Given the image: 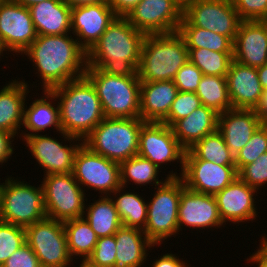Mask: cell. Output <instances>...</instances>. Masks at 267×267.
I'll list each match as a JSON object with an SVG mask.
<instances>
[{
  "label": "cell",
  "instance_id": "cell-45",
  "mask_svg": "<svg viewBox=\"0 0 267 267\" xmlns=\"http://www.w3.org/2000/svg\"><path fill=\"white\" fill-rule=\"evenodd\" d=\"M1 267H41V265L33 250L25 242Z\"/></svg>",
  "mask_w": 267,
  "mask_h": 267
},
{
  "label": "cell",
  "instance_id": "cell-24",
  "mask_svg": "<svg viewBox=\"0 0 267 267\" xmlns=\"http://www.w3.org/2000/svg\"><path fill=\"white\" fill-rule=\"evenodd\" d=\"M41 94L43 95L39 99L37 97L33 100L29 104L30 106L27 107V102L25 103L23 115L24 128H22L24 130H21L19 136L20 139L22 137V140L27 136L45 132L50 127L51 129L55 128L53 130H56L58 134L62 132L59 105L54 93L51 90H42Z\"/></svg>",
  "mask_w": 267,
  "mask_h": 267
},
{
  "label": "cell",
  "instance_id": "cell-30",
  "mask_svg": "<svg viewBox=\"0 0 267 267\" xmlns=\"http://www.w3.org/2000/svg\"><path fill=\"white\" fill-rule=\"evenodd\" d=\"M85 204L83 217L98 238L114 235L122 226L114 201L110 195H99L94 202ZM87 212V213H86Z\"/></svg>",
  "mask_w": 267,
  "mask_h": 267
},
{
  "label": "cell",
  "instance_id": "cell-33",
  "mask_svg": "<svg viewBox=\"0 0 267 267\" xmlns=\"http://www.w3.org/2000/svg\"><path fill=\"white\" fill-rule=\"evenodd\" d=\"M63 225L72 259L74 261L76 259L78 263L79 260H87L91 256L98 239L94 230L84 217L64 221Z\"/></svg>",
  "mask_w": 267,
  "mask_h": 267
},
{
  "label": "cell",
  "instance_id": "cell-42",
  "mask_svg": "<svg viewBox=\"0 0 267 267\" xmlns=\"http://www.w3.org/2000/svg\"><path fill=\"white\" fill-rule=\"evenodd\" d=\"M92 265L97 267H115L116 260V239L114 235L100 237L96 246L87 259Z\"/></svg>",
  "mask_w": 267,
  "mask_h": 267
},
{
  "label": "cell",
  "instance_id": "cell-56",
  "mask_svg": "<svg viewBox=\"0 0 267 267\" xmlns=\"http://www.w3.org/2000/svg\"><path fill=\"white\" fill-rule=\"evenodd\" d=\"M5 51V52H4ZM4 53H6V49L4 48V46H3V44H2V42H1V40H0V59H2L1 57H2V55H3V57H4ZM1 61V60H0Z\"/></svg>",
  "mask_w": 267,
  "mask_h": 267
},
{
  "label": "cell",
  "instance_id": "cell-35",
  "mask_svg": "<svg viewBox=\"0 0 267 267\" xmlns=\"http://www.w3.org/2000/svg\"><path fill=\"white\" fill-rule=\"evenodd\" d=\"M184 158H199L218 165H235V156L230 152L218 130L206 135L186 150Z\"/></svg>",
  "mask_w": 267,
  "mask_h": 267
},
{
  "label": "cell",
  "instance_id": "cell-23",
  "mask_svg": "<svg viewBox=\"0 0 267 267\" xmlns=\"http://www.w3.org/2000/svg\"><path fill=\"white\" fill-rule=\"evenodd\" d=\"M262 124L254 110L231 108L218 114L217 130L235 156Z\"/></svg>",
  "mask_w": 267,
  "mask_h": 267
},
{
  "label": "cell",
  "instance_id": "cell-7",
  "mask_svg": "<svg viewBox=\"0 0 267 267\" xmlns=\"http://www.w3.org/2000/svg\"><path fill=\"white\" fill-rule=\"evenodd\" d=\"M5 177L8 178L3 182L1 221L25 228L47 217L41 184L36 187L13 176Z\"/></svg>",
  "mask_w": 267,
  "mask_h": 267
},
{
  "label": "cell",
  "instance_id": "cell-37",
  "mask_svg": "<svg viewBox=\"0 0 267 267\" xmlns=\"http://www.w3.org/2000/svg\"><path fill=\"white\" fill-rule=\"evenodd\" d=\"M189 60L203 73V75L226 77L233 60V53L214 52L198 48L188 49Z\"/></svg>",
  "mask_w": 267,
  "mask_h": 267
},
{
  "label": "cell",
  "instance_id": "cell-55",
  "mask_svg": "<svg viewBox=\"0 0 267 267\" xmlns=\"http://www.w3.org/2000/svg\"><path fill=\"white\" fill-rule=\"evenodd\" d=\"M80 262L77 267H97L92 265L88 260H80Z\"/></svg>",
  "mask_w": 267,
  "mask_h": 267
},
{
  "label": "cell",
  "instance_id": "cell-32",
  "mask_svg": "<svg viewBox=\"0 0 267 267\" xmlns=\"http://www.w3.org/2000/svg\"><path fill=\"white\" fill-rule=\"evenodd\" d=\"M160 169L153 164L149 159L139 156L138 154L124 160L120 163V175H121V186H124L128 189L129 182L134 183L135 185L141 186H160L162 185L168 177L165 179L160 176ZM162 178L159 180V176ZM141 185V186H140Z\"/></svg>",
  "mask_w": 267,
  "mask_h": 267
},
{
  "label": "cell",
  "instance_id": "cell-16",
  "mask_svg": "<svg viewBox=\"0 0 267 267\" xmlns=\"http://www.w3.org/2000/svg\"><path fill=\"white\" fill-rule=\"evenodd\" d=\"M36 38L29 9L15 0H0V40L6 52L22 55Z\"/></svg>",
  "mask_w": 267,
  "mask_h": 267
},
{
  "label": "cell",
  "instance_id": "cell-10",
  "mask_svg": "<svg viewBox=\"0 0 267 267\" xmlns=\"http://www.w3.org/2000/svg\"><path fill=\"white\" fill-rule=\"evenodd\" d=\"M25 239L41 267H74L62 221L45 217L25 227Z\"/></svg>",
  "mask_w": 267,
  "mask_h": 267
},
{
  "label": "cell",
  "instance_id": "cell-57",
  "mask_svg": "<svg viewBox=\"0 0 267 267\" xmlns=\"http://www.w3.org/2000/svg\"><path fill=\"white\" fill-rule=\"evenodd\" d=\"M2 189H3V183L0 182V207H1Z\"/></svg>",
  "mask_w": 267,
  "mask_h": 267
},
{
  "label": "cell",
  "instance_id": "cell-53",
  "mask_svg": "<svg viewBox=\"0 0 267 267\" xmlns=\"http://www.w3.org/2000/svg\"><path fill=\"white\" fill-rule=\"evenodd\" d=\"M266 233H264V236L262 234V238L259 243V246L257 247L266 257H267V235H265Z\"/></svg>",
  "mask_w": 267,
  "mask_h": 267
},
{
  "label": "cell",
  "instance_id": "cell-3",
  "mask_svg": "<svg viewBox=\"0 0 267 267\" xmlns=\"http://www.w3.org/2000/svg\"><path fill=\"white\" fill-rule=\"evenodd\" d=\"M51 91L59 105L62 132L84 140L105 118L96 89L85 76Z\"/></svg>",
  "mask_w": 267,
  "mask_h": 267
},
{
  "label": "cell",
  "instance_id": "cell-48",
  "mask_svg": "<svg viewBox=\"0 0 267 267\" xmlns=\"http://www.w3.org/2000/svg\"><path fill=\"white\" fill-rule=\"evenodd\" d=\"M141 0H108L117 17H126Z\"/></svg>",
  "mask_w": 267,
  "mask_h": 267
},
{
  "label": "cell",
  "instance_id": "cell-38",
  "mask_svg": "<svg viewBox=\"0 0 267 267\" xmlns=\"http://www.w3.org/2000/svg\"><path fill=\"white\" fill-rule=\"evenodd\" d=\"M267 152V124L263 123L246 145L235 155V166L239 171L244 165L254 162Z\"/></svg>",
  "mask_w": 267,
  "mask_h": 267
},
{
  "label": "cell",
  "instance_id": "cell-21",
  "mask_svg": "<svg viewBox=\"0 0 267 267\" xmlns=\"http://www.w3.org/2000/svg\"><path fill=\"white\" fill-rule=\"evenodd\" d=\"M233 60L254 68L267 63V21H241L233 42Z\"/></svg>",
  "mask_w": 267,
  "mask_h": 267
},
{
  "label": "cell",
  "instance_id": "cell-11",
  "mask_svg": "<svg viewBox=\"0 0 267 267\" xmlns=\"http://www.w3.org/2000/svg\"><path fill=\"white\" fill-rule=\"evenodd\" d=\"M59 135H61L60 141L63 138L61 142L55 139V136L51 138L49 134L43 135L41 133L27 136L22 140L26 147H29L31 157L36 160V164L38 163L44 170L43 176L68 174L73 171L74 157L83 144V140L64 132H60Z\"/></svg>",
  "mask_w": 267,
  "mask_h": 267
},
{
  "label": "cell",
  "instance_id": "cell-58",
  "mask_svg": "<svg viewBox=\"0 0 267 267\" xmlns=\"http://www.w3.org/2000/svg\"><path fill=\"white\" fill-rule=\"evenodd\" d=\"M183 4L185 3V2H187V1H189V0H180Z\"/></svg>",
  "mask_w": 267,
  "mask_h": 267
},
{
  "label": "cell",
  "instance_id": "cell-29",
  "mask_svg": "<svg viewBox=\"0 0 267 267\" xmlns=\"http://www.w3.org/2000/svg\"><path fill=\"white\" fill-rule=\"evenodd\" d=\"M217 126L218 113L202 105L189 116L176 121L171 128L180 145L188 150L206 135L215 132Z\"/></svg>",
  "mask_w": 267,
  "mask_h": 267
},
{
  "label": "cell",
  "instance_id": "cell-17",
  "mask_svg": "<svg viewBox=\"0 0 267 267\" xmlns=\"http://www.w3.org/2000/svg\"><path fill=\"white\" fill-rule=\"evenodd\" d=\"M179 232L186 228L213 230L222 228L225 224L220 218L214 195L193 191L185 187L181 179V196L178 209ZM208 228V229H207Z\"/></svg>",
  "mask_w": 267,
  "mask_h": 267
},
{
  "label": "cell",
  "instance_id": "cell-34",
  "mask_svg": "<svg viewBox=\"0 0 267 267\" xmlns=\"http://www.w3.org/2000/svg\"><path fill=\"white\" fill-rule=\"evenodd\" d=\"M178 33L185 40L187 49L204 48L214 52L233 53V42L228 37L192 26L184 17Z\"/></svg>",
  "mask_w": 267,
  "mask_h": 267
},
{
  "label": "cell",
  "instance_id": "cell-39",
  "mask_svg": "<svg viewBox=\"0 0 267 267\" xmlns=\"http://www.w3.org/2000/svg\"><path fill=\"white\" fill-rule=\"evenodd\" d=\"M25 242L24 227L0 220V267Z\"/></svg>",
  "mask_w": 267,
  "mask_h": 267
},
{
  "label": "cell",
  "instance_id": "cell-27",
  "mask_svg": "<svg viewBox=\"0 0 267 267\" xmlns=\"http://www.w3.org/2000/svg\"><path fill=\"white\" fill-rule=\"evenodd\" d=\"M37 35L71 33V7L63 0H45L28 8Z\"/></svg>",
  "mask_w": 267,
  "mask_h": 267
},
{
  "label": "cell",
  "instance_id": "cell-28",
  "mask_svg": "<svg viewBox=\"0 0 267 267\" xmlns=\"http://www.w3.org/2000/svg\"><path fill=\"white\" fill-rule=\"evenodd\" d=\"M114 236L116 239L115 267H142L149 259L151 248L156 247L141 229L121 226Z\"/></svg>",
  "mask_w": 267,
  "mask_h": 267
},
{
  "label": "cell",
  "instance_id": "cell-1",
  "mask_svg": "<svg viewBox=\"0 0 267 267\" xmlns=\"http://www.w3.org/2000/svg\"><path fill=\"white\" fill-rule=\"evenodd\" d=\"M71 34L37 35L35 41L22 53L33 62V69L37 71L35 74L41 78V90H51L84 76L87 51Z\"/></svg>",
  "mask_w": 267,
  "mask_h": 267
},
{
  "label": "cell",
  "instance_id": "cell-43",
  "mask_svg": "<svg viewBox=\"0 0 267 267\" xmlns=\"http://www.w3.org/2000/svg\"><path fill=\"white\" fill-rule=\"evenodd\" d=\"M242 21L267 20V0H231Z\"/></svg>",
  "mask_w": 267,
  "mask_h": 267
},
{
  "label": "cell",
  "instance_id": "cell-4",
  "mask_svg": "<svg viewBox=\"0 0 267 267\" xmlns=\"http://www.w3.org/2000/svg\"><path fill=\"white\" fill-rule=\"evenodd\" d=\"M189 61V51L178 33L146 34L137 74L141 82L173 80Z\"/></svg>",
  "mask_w": 267,
  "mask_h": 267
},
{
  "label": "cell",
  "instance_id": "cell-44",
  "mask_svg": "<svg viewBox=\"0 0 267 267\" xmlns=\"http://www.w3.org/2000/svg\"><path fill=\"white\" fill-rule=\"evenodd\" d=\"M203 73L189 60L175 75L173 82L178 91L196 92Z\"/></svg>",
  "mask_w": 267,
  "mask_h": 267
},
{
  "label": "cell",
  "instance_id": "cell-6",
  "mask_svg": "<svg viewBox=\"0 0 267 267\" xmlns=\"http://www.w3.org/2000/svg\"><path fill=\"white\" fill-rule=\"evenodd\" d=\"M140 118H104L83 140L92 152L121 163L138 154Z\"/></svg>",
  "mask_w": 267,
  "mask_h": 267
},
{
  "label": "cell",
  "instance_id": "cell-54",
  "mask_svg": "<svg viewBox=\"0 0 267 267\" xmlns=\"http://www.w3.org/2000/svg\"><path fill=\"white\" fill-rule=\"evenodd\" d=\"M17 3L29 8L32 5L39 3L41 1H45V0H15Z\"/></svg>",
  "mask_w": 267,
  "mask_h": 267
},
{
  "label": "cell",
  "instance_id": "cell-19",
  "mask_svg": "<svg viewBox=\"0 0 267 267\" xmlns=\"http://www.w3.org/2000/svg\"><path fill=\"white\" fill-rule=\"evenodd\" d=\"M258 192L237 177L222 191L214 195L221 220L224 224L231 222L240 225L243 222L253 221L258 218L256 196ZM257 217V218H256ZM239 224V225H238Z\"/></svg>",
  "mask_w": 267,
  "mask_h": 267
},
{
  "label": "cell",
  "instance_id": "cell-41",
  "mask_svg": "<svg viewBox=\"0 0 267 267\" xmlns=\"http://www.w3.org/2000/svg\"><path fill=\"white\" fill-rule=\"evenodd\" d=\"M238 177L257 191H260L262 187L265 188L267 185V152L260 155L254 162L244 165L238 171Z\"/></svg>",
  "mask_w": 267,
  "mask_h": 267
},
{
  "label": "cell",
  "instance_id": "cell-18",
  "mask_svg": "<svg viewBox=\"0 0 267 267\" xmlns=\"http://www.w3.org/2000/svg\"><path fill=\"white\" fill-rule=\"evenodd\" d=\"M238 177L235 165H218L199 158H184L181 179L185 187L215 195Z\"/></svg>",
  "mask_w": 267,
  "mask_h": 267
},
{
  "label": "cell",
  "instance_id": "cell-36",
  "mask_svg": "<svg viewBox=\"0 0 267 267\" xmlns=\"http://www.w3.org/2000/svg\"><path fill=\"white\" fill-rule=\"evenodd\" d=\"M195 93L202 105L218 114L232 108L226 77L203 75Z\"/></svg>",
  "mask_w": 267,
  "mask_h": 267
},
{
  "label": "cell",
  "instance_id": "cell-15",
  "mask_svg": "<svg viewBox=\"0 0 267 267\" xmlns=\"http://www.w3.org/2000/svg\"><path fill=\"white\" fill-rule=\"evenodd\" d=\"M126 18L145 34L178 32L183 18V3L180 0H141Z\"/></svg>",
  "mask_w": 267,
  "mask_h": 267
},
{
  "label": "cell",
  "instance_id": "cell-52",
  "mask_svg": "<svg viewBox=\"0 0 267 267\" xmlns=\"http://www.w3.org/2000/svg\"><path fill=\"white\" fill-rule=\"evenodd\" d=\"M65 1L71 8L76 6H82V5H89V4H96L102 1H108V0H63Z\"/></svg>",
  "mask_w": 267,
  "mask_h": 267
},
{
  "label": "cell",
  "instance_id": "cell-13",
  "mask_svg": "<svg viewBox=\"0 0 267 267\" xmlns=\"http://www.w3.org/2000/svg\"><path fill=\"white\" fill-rule=\"evenodd\" d=\"M185 149L180 145L173 130L163 122H145L139 133L138 155L149 159L159 169L162 165L177 162L180 172L169 171L168 178H181L184 169Z\"/></svg>",
  "mask_w": 267,
  "mask_h": 267
},
{
  "label": "cell",
  "instance_id": "cell-20",
  "mask_svg": "<svg viewBox=\"0 0 267 267\" xmlns=\"http://www.w3.org/2000/svg\"><path fill=\"white\" fill-rule=\"evenodd\" d=\"M116 17L108 1L73 7L71 8V33L88 51Z\"/></svg>",
  "mask_w": 267,
  "mask_h": 267
},
{
  "label": "cell",
  "instance_id": "cell-14",
  "mask_svg": "<svg viewBox=\"0 0 267 267\" xmlns=\"http://www.w3.org/2000/svg\"><path fill=\"white\" fill-rule=\"evenodd\" d=\"M183 17L195 27L228 37L234 42L241 19L231 0H189Z\"/></svg>",
  "mask_w": 267,
  "mask_h": 267
},
{
  "label": "cell",
  "instance_id": "cell-46",
  "mask_svg": "<svg viewBox=\"0 0 267 267\" xmlns=\"http://www.w3.org/2000/svg\"><path fill=\"white\" fill-rule=\"evenodd\" d=\"M15 137L14 134L0 129V167H3L2 165L14 154L15 148L12 142L16 140Z\"/></svg>",
  "mask_w": 267,
  "mask_h": 267
},
{
  "label": "cell",
  "instance_id": "cell-8",
  "mask_svg": "<svg viewBox=\"0 0 267 267\" xmlns=\"http://www.w3.org/2000/svg\"><path fill=\"white\" fill-rule=\"evenodd\" d=\"M153 188L156 191L147 201V221L143 231L154 245L161 247L163 242L179 235L181 178H168L162 185Z\"/></svg>",
  "mask_w": 267,
  "mask_h": 267
},
{
  "label": "cell",
  "instance_id": "cell-12",
  "mask_svg": "<svg viewBox=\"0 0 267 267\" xmlns=\"http://www.w3.org/2000/svg\"><path fill=\"white\" fill-rule=\"evenodd\" d=\"M72 174L85 193L93 188L101 196L111 195L121 186L120 163L92 152L84 144L75 154Z\"/></svg>",
  "mask_w": 267,
  "mask_h": 267
},
{
  "label": "cell",
  "instance_id": "cell-50",
  "mask_svg": "<svg viewBox=\"0 0 267 267\" xmlns=\"http://www.w3.org/2000/svg\"><path fill=\"white\" fill-rule=\"evenodd\" d=\"M245 261L252 264L256 263L257 267H267V257L257 248Z\"/></svg>",
  "mask_w": 267,
  "mask_h": 267
},
{
  "label": "cell",
  "instance_id": "cell-22",
  "mask_svg": "<svg viewBox=\"0 0 267 267\" xmlns=\"http://www.w3.org/2000/svg\"><path fill=\"white\" fill-rule=\"evenodd\" d=\"M226 79L232 108L254 110L264 90L257 68L232 60Z\"/></svg>",
  "mask_w": 267,
  "mask_h": 267
},
{
  "label": "cell",
  "instance_id": "cell-47",
  "mask_svg": "<svg viewBox=\"0 0 267 267\" xmlns=\"http://www.w3.org/2000/svg\"><path fill=\"white\" fill-rule=\"evenodd\" d=\"M186 260H183V258H179V255L176 256V254L165 253L162 256L155 259V261L152 262V265L150 263L149 267H190Z\"/></svg>",
  "mask_w": 267,
  "mask_h": 267
},
{
  "label": "cell",
  "instance_id": "cell-26",
  "mask_svg": "<svg viewBox=\"0 0 267 267\" xmlns=\"http://www.w3.org/2000/svg\"><path fill=\"white\" fill-rule=\"evenodd\" d=\"M12 79L0 88V129L14 134L17 139L23 128L24 106L29 85L23 78ZM17 134V135H16Z\"/></svg>",
  "mask_w": 267,
  "mask_h": 267
},
{
  "label": "cell",
  "instance_id": "cell-2",
  "mask_svg": "<svg viewBox=\"0 0 267 267\" xmlns=\"http://www.w3.org/2000/svg\"><path fill=\"white\" fill-rule=\"evenodd\" d=\"M146 34L126 17H116L87 51V66L116 76H138L141 48Z\"/></svg>",
  "mask_w": 267,
  "mask_h": 267
},
{
  "label": "cell",
  "instance_id": "cell-51",
  "mask_svg": "<svg viewBox=\"0 0 267 267\" xmlns=\"http://www.w3.org/2000/svg\"><path fill=\"white\" fill-rule=\"evenodd\" d=\"M257 71L261 86L264 89L263 91H267V63L261 67H258Z\"/></svg>",
  "mask_w": 267,
  "mask_h": 267
},
{
  "label": "cell",
  "instance_id": "cell-5",
  "mask_svg": "<svg viewBox=\"0 0 267 267\" xmlns=\"http://www.w3.org/2000/svg\"><path fill=\"white\" fill-rule=\"evenodd\" d=\"M84 76L95 87L106 118H140L138 76H116L87 66Z\"/></svg>",
  "mask_w": 267,
  "mask_h": 267
},
{
  "label": "cell",
  "instance_id": "cell-25",
  "mask_svg": "<svg viewBox=\"0 0 267 267\" xmlns=\"http://www.w3.org/2000/svg\"><path fill=\"white\" fill-rule=\"evenodd\" d=\"M178 92L173 80L141 82L140 119L144 122H163Z\"/></svg>",
  "mask_w": 267,
  "mask_h": 267
},
{
  "label": "cell",
  "instance_id": "cell-49",
  "mask_svg": "<svg viewBox=\"0 0 267 267\" xmlns=\"http://www.w3.org/2000/svg\"><path fill=\"white\" fill-rule=\"evenodd\" d=\"M254 112L263 123L267 124V91H263Z\"/></svg>",
  "mask_w": 267,
  "mask_h": 267
},
{
  "label": "cell",
  "instance_id": "cell-40",
  "mask_svg": "<svg viewBox=\"0 0 267 267\" xmlns=\"http://www.w3.org/2000/svg\"><path fill=\"white\" fill-rule=\"evenodd\" d=\"M200 106L202 102L195 92L179 91L163 123L171 127L176 121L189 116Z\"/></svg>",
  "mask_w": 267,
  "mask_h": 267
},
{
  "label": "cell",
  "instance_id": "cell-9",
  "mask_svg": "<svg viewBox=\"0 0 267 267\" xmlns=\"http://www.w3.org/2000/svg\"><path fill=\"white\" fill-rule=\"evenodd\" d=\"M41 185L47 217L62 222L83 217L87 194L72 172L45 175Z\"/></svg>",
  "mask_w": 267,
  "mask_h": 267
},
{
  "label": "cell",
  "instance_id": "cell-31",
  "mask_svg": "<svg viewBox=\"0 0 267 267\" xmlns=\"http://www.w3.org/2000/svg\"><path fill=\"white\" fill-rule=\"evenodd\" d=\"M124 186L118 187L113 193L114 201L122 226L144 230L147 221L148 205L145 196L134 190L125 191Z\"/></svg>",
  "mask_w": 267,
  "mask_h": 267
}]
</instances>
